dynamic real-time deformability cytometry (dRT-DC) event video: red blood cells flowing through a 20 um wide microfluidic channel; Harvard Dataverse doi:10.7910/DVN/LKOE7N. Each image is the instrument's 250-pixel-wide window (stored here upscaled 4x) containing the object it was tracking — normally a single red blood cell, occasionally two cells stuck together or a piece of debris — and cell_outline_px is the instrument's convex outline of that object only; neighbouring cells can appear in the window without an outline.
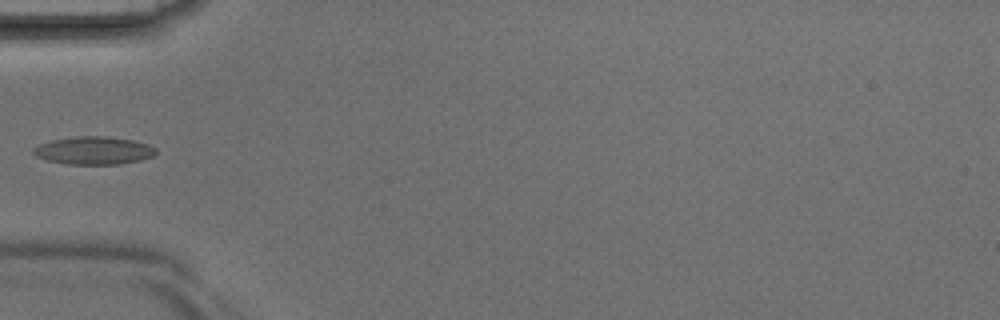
{"species": "Egyptian fruit bat (a non-hibernating species)", "species_latin": "Rousettus aegyptiacus", "temperature_condition": "room temperature", "stored_images_in_passage": 4, "camera_frame_rate_fps": 3000, "um_per_image_px": 0.085, "animal": {"sex": "male"}, "frame": {"image": 1, "passage_image": 4, "time_ms": 1.0, "image_size_px": [1000, 320], "cell_outline_px": [[156, 152], [152, 156], [140, 160], [120, 164], [68, 164], [48, 160], [36, 156], [32, 152], [32, 148], [40, 144], [52, 140], [76, 136], [104, 136], [132, 140], [148, 144], [156, 148]], "centroid_in_image_um": [7.96, 12.79], "position_along_channel_um": 77.0, "area_um2": 19.77}}